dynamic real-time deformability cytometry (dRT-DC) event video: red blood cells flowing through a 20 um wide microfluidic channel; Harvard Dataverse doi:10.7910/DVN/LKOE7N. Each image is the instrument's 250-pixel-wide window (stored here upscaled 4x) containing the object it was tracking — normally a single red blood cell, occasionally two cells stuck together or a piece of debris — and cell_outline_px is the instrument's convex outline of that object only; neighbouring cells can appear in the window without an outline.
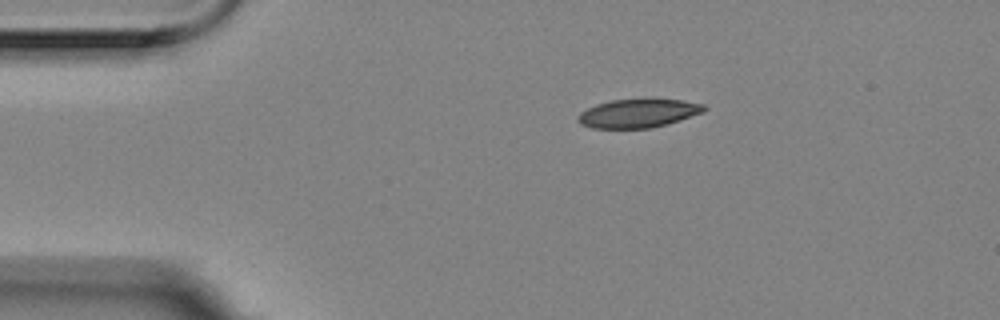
{"species": "Egyptian fruit bat (a non-hibernating species)", "species_latin": "Rousettus aegyptiacus", "temperature_condition": "room temperature", "stored_images_in_passage": 4, "camera_frame_rate_fps": 3000, "um_per_image_px": 0.085, "animal": {"sex": "female"}, "frame": {"image": 1, "passage_image": 1, "time_ms": 0.0, "image_size_px": [1000, 320], "cell_outline_px": [[708, 108], [704, 112], [668, 124], [652, 128], [592, 128], [580, 124], [576, 120], [576, 116], [580, 112], [596, 104], [612, 100], [644, 96], [680, 100], [704, 104]], "centroid_in_image_um": [54.26, 9.59], "position_along_channel_um": 30.7, "area_um2": 21.91}}
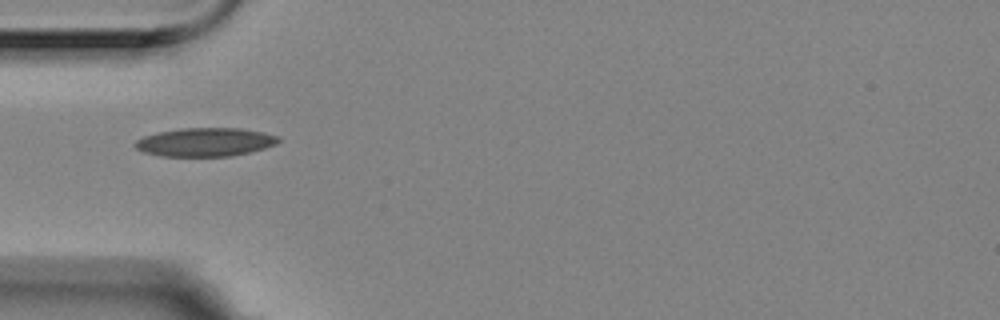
{"frame": {"image": 2, "passage_image": 3, "time_ms": 0.667, "image_size_px": [1000, 320], "cell_outline_px": [[280, 140], [276, 144], [264, 148], [232, 156], [160, 156], [144, 152], [136, 148], [132, 144], [136, 140], [144, 136], [160, 132], [180, 128], [240, 128], [264, 132], [280, 136]], "centroid_in_image_um": [17.44, 12.07], "position_along_channel_um": 67.6, "area_um2": 23.87}}
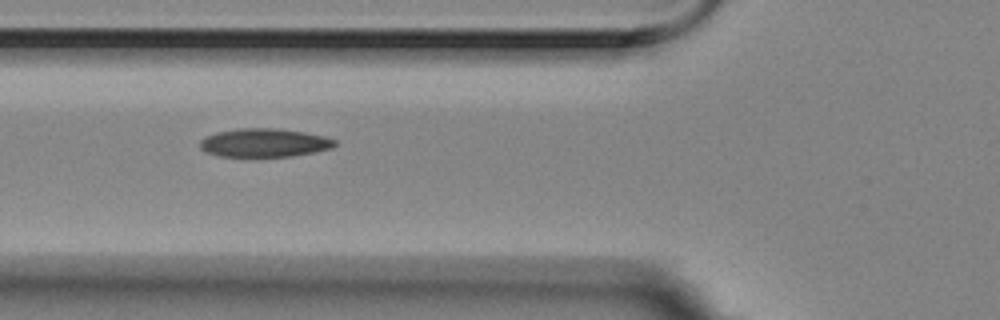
{"frame": {"image": 3, "passage_image": 4, "time_ms": 1.0, "image_size_px": [1000, 320], "cell_outline_px": [[336, 144], [332, 148], [292, 156], [220, 156], [204, 152], [200, 148], [200, 140], [204, 136], [216, 132], [236, 128], [276, 128], [304, 132], [324, 136], [336, 140]], "centroid_in_image_um": [22.42, 12.12], "position_along_channel_um": 103.4, "area_um2": 22.43}}